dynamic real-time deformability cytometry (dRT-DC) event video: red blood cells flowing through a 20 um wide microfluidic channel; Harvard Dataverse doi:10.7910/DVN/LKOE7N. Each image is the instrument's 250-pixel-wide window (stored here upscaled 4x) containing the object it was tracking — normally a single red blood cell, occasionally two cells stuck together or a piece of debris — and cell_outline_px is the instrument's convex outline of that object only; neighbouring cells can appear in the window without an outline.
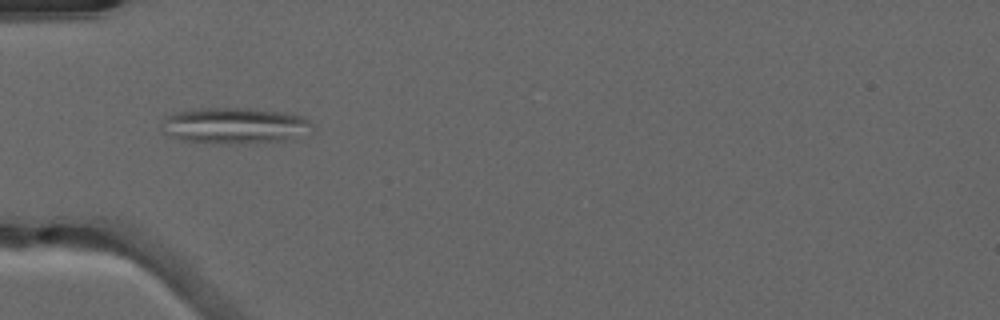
{"species": "common noctule bat (a hibernating species)", "species_latin": "Nyctalus noctula", "temperature_condition": "warm", "stored_images_in_passage": 11, "camera_frame_rate_fps": 3000, "um_per_image_px": 0.085, "animal": {"sex": "male", "forearm_length_mm": 52.5}, "frame": {"image": 1, "passage_image": 2, "time_ms": 0.333, "image_size_px": [1000, 320], "cell_outline_px": [[316, 128], [312, 132], [284, 140], [236, 144], [232, 144], [180, 140], [164, 132], [160, 128], [164, 120], [168, 116], [176, 112], [196, 108], [248, 108], [280, 112], [300, 116], [308, 120]], "centroid_in_image_um": [19.96, 10.68], "position_along_channel_um": 65.0, "area_um2": 31.56}}
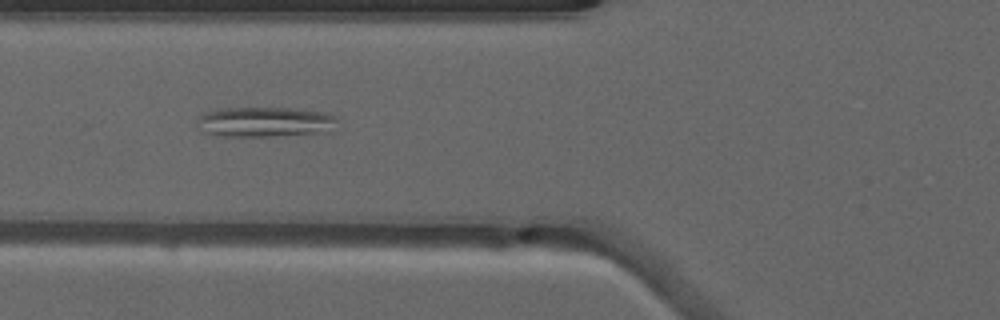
{"frame": {"image": 2, "passage_image": 5, "time_ms": 1.333, "image_size_px": [1000, 320], "cell_outline_px": [[336, 120], [324, 132], [268, 136], [224, 136], [204, 132], [196, 124], [200, 116], [208, 112], [220, 108], [288, 108], [324, 112], [336, 116]], "centroid_in_image_um": [22.45, 10.35], "position_along_channel_um": 103.3, "area_um2": 23.99}}